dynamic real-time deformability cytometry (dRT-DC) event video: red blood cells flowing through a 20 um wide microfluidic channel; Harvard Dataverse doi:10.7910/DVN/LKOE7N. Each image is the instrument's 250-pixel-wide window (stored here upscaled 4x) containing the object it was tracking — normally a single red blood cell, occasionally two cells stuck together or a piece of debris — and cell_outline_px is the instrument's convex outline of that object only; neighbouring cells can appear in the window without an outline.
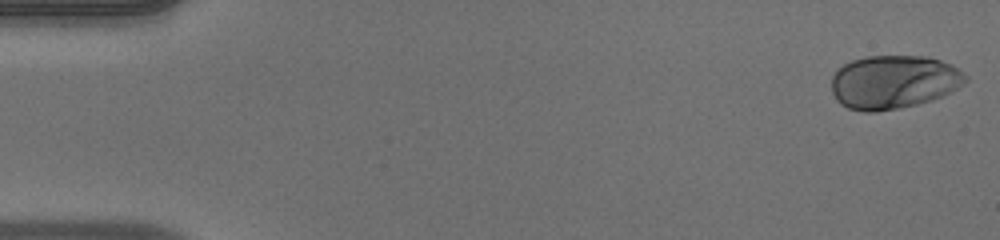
{"species": "human", "species_latin": "Homo sapiens", "temperature_condition": "warm", "stored_images_in_passage": 52, "camera_frame_rate_fps": 3000, "um_per_image_px": 0.085, "donor": {"sex": "male"}, "frame": {"image": 1, "passage_image": 1, "time_ms": 0.0, "image_size_px": [1000, 240], "cell_outline_px": [[968, 80], [964, 84], [944, 96], [932, 100], [900, 108], [876, 112], [864, 112], [848, 108], [840, 104], [836, 100], [832, 92], [832, 76], [844, 64], [852, 60], [868, 56], [928, 56], [952, 64], [968, 76]], "centroid_in_image_um": [75.98, 6.97], "position_along_channel_um": 9.0, "area_um2": 42.14}}
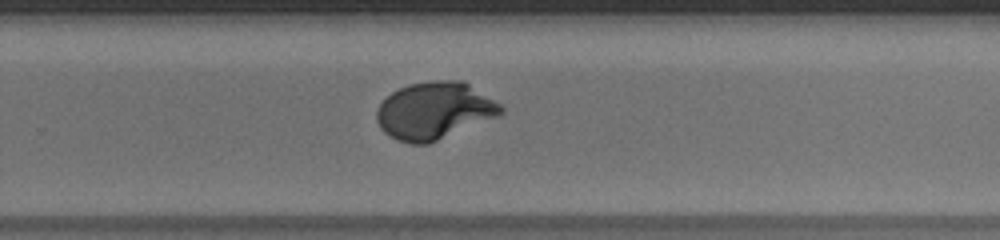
{"frame": {"image": 2, "passage_image": 34, "time_ms": 11.0, "image_size_px": [1000, 240], "cell_outline_px": [[504, 112], [500, 116], [428, 144], [412, 144], [396, 140], [384, 132], [380, 128], [376, 120], [376, 112], [380, 104], [392, 92], [408, 84], [432, 80], [464, 80], [500, 104], [504, 108]], "centroid_in_image_um": [36.94, 9.41], "position_along_channel_um": 292.9, "area_um2": 41.62}}
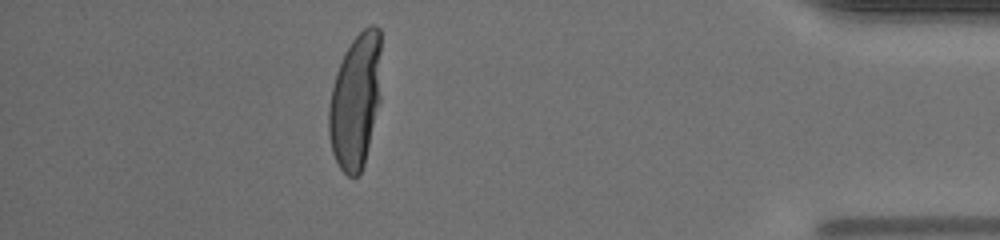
{"frame": {"image": 3, "passage_image": 46, "time_ms": 15.0, "image_size_px": [1000, 240], "cell_outline_px": [[380, 104], [364, 164], [360, 172], [356, 176], [348, 176], [340, 168], [332, 152], [328, 136], [328, 108], [332, 88], [336, 72], [344, 52], [352, 40], [364, 28], [372, 24], [376, 24], [380, 28]], "centroid_in_image_um": [30.22, 8.57], "position_along_channel_um": 405.0, "area_um2": 41.62}, "authors_computed_cell_mechanics": {"area_um2": 40.9513, "velocity_mm_per_s": 3.9332, "shape_relaxation_time_tau1_ms": 3.5783, "shape_relaxation_time_tau2_ms": null, "deformation_change_tau1": 0.219, "deformation_change_tau2": null}}